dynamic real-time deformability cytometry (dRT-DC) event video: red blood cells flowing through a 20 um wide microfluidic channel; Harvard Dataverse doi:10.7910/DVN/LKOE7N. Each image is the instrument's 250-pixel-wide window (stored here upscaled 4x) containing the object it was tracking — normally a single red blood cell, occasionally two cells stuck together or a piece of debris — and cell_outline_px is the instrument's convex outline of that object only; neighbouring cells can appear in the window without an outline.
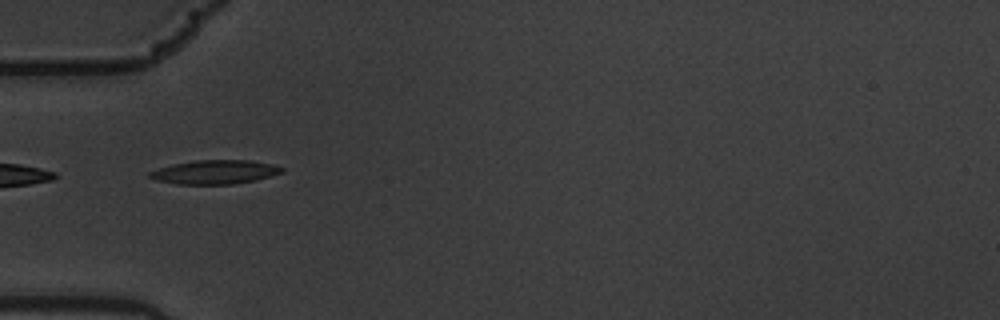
{"species": "common noctule bat (a hibernating species)", "species_latin": "Nyctalus noctula", "temperature_condition": "warm", "stored_images_in_passage": 36, "camera_frame_rate_fps": 3000, "um_per_image_px": 0.085, "animal": {"sex": "male", "body_mass_g": 19.5, "forearm_length_mm": 54.6}, "frame": {"image": 1, "passage_image": 1, "time_ms": 0.0, "image_size_px": [1000, 320], "cell_outline_px": [[284, 172], [256, 180], [232, 184], [176, 184], [156, 180], [148, 176], [148, 172], [172, 164], [196, 160], [252, 160], [272, 164], [284, 168]], "centroid_in_image_um": [18.28, 14.62], "position_along_channel_um": 66.7, "area_um2": 18.44}}
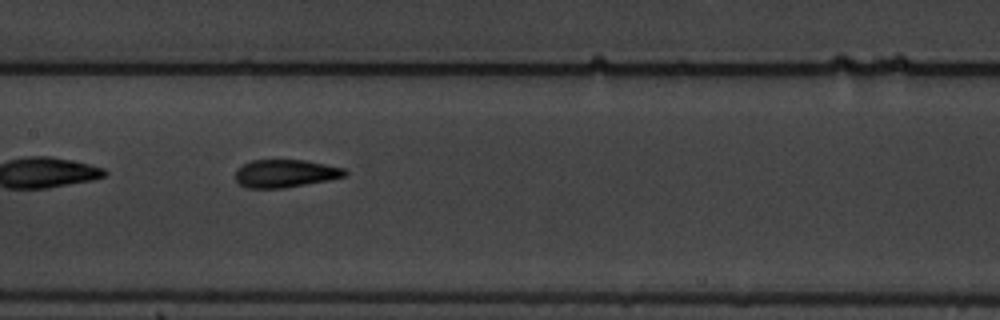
{"frame": {"image": 2, "passage_image": 11, "time_ms": 3.333, "image_size_px": [1000, 320], "cell_outline_px": [[348, 176], [328, 180], [284, 188], [244, 188], [236, 180], [236, 168], [252, 160], [304, 160], [344, 168], [348, 172]], "centroid_in_image_um": [24.25, 14.75], "position_along_channel_um": 183.1, "area_um2": 17.8}, "authors_computed_cell_mechanics": {"area_um2": 18.0625, "velocity_mm_per_s": 3.5047, "shape_relaxation_time_tau1_ms": 3.7026, "shape_relaxation_time_tau2_ms": 1.493, "deformation_change_tau1": 0.1672, "deformation_change_tau2": 0.0843}}